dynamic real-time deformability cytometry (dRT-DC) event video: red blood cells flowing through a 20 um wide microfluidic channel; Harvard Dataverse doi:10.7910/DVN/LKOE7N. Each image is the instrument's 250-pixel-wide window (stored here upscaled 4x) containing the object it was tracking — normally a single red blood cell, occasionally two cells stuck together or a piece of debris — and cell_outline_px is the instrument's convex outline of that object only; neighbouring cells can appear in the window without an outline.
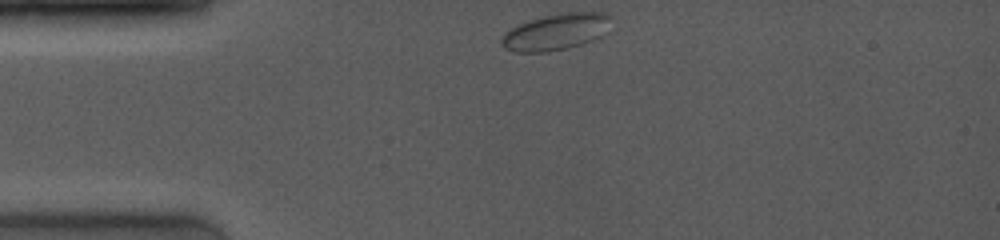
{"species": "common noctule bat (a hibernating species)", "species_latin": "Nyctalus noctula", "temperature_condition": "room temperature", "stored_images_in_passage": 48, "camera_frame_rate_fps": 4000, "um_per_image_px": 0.085, "animal": {"sex": "female", "body_mass_g": 19.0, "forearm_length_mm": 53.3}, "frame": {"image": 1, "passage_image": 1, "time_ms": 0.0, "image_size_px": [1000, 240], "cell_outline_px": [[612, 16], [600, 36], [592, 40], [568, 48], [548, 52], [512, 52], [504, 48], [500, 44], [500, 36], [504, 32], [520, 24], [532, 20], [548, 16], [568, 12], [604, 12]], "centroid_in_image_um": [47.19, 2.73], "position_along_channel_um": 37.8, "area_um2": 22.89}}
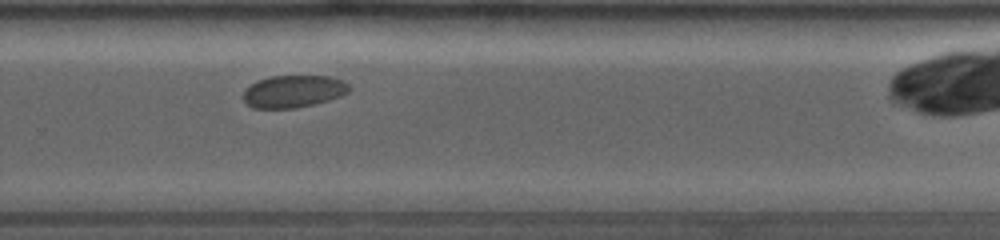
{"frame": {"image": 2, "passage_image": 33, "time_ms": 8.0, "image_size_px": [1000, 240], "cell_outline_px": [[352, 88], [348, 92], [340, 96], [328, 100], [296, 108], [252, 108], [244, 100], [244, 92], [256, 80], [272, 76], [332, 76], [344, 80]], "centroid_in_image_um": [24.98, 7.75], "position_along_channel_um": 304.8, "area_um2": 19.88}}
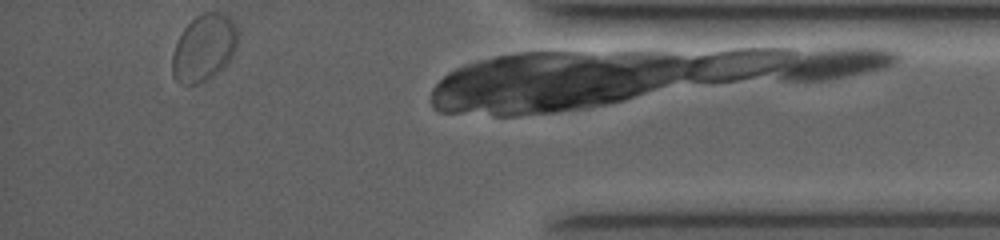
{"frame": {"image": 3, "passage_image": 48, "time_ms": 11.75, "image_size_px": [1000, 240], "cell_outline_px": [[236, 48], [232, 56], [212, 76], [196, 84], [180, 84], [172, 76], [172, 52], [184, 28], [196, 16], [204, 12], [224, 12], [232, 20], [236, 28]], "centroid_in_image_um": [17.3, 4.05], "position_along_channel_um": 417.9, "area_um2": 25.09}}